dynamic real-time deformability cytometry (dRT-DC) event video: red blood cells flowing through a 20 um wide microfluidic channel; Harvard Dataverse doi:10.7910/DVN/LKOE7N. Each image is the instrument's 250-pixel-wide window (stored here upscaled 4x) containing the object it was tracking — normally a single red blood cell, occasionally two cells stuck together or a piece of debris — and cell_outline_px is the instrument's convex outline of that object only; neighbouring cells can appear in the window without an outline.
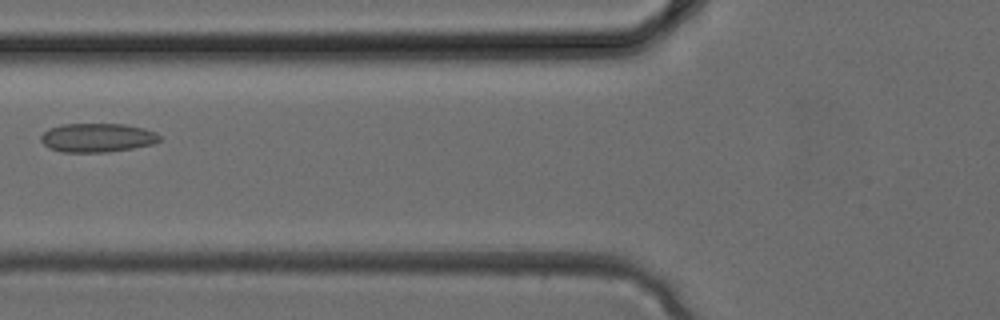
{"species": "common noctule bat (a hibernating species)", "species_latin": "Nyctalus noctula", "temperature_condition": "cold", "stored_images_in_passage": 3, "camera_frame_rate_fps": 3000, "um_per_image_px": 0.085, "animal": {"sex": "female", "body_mass_g": 24.6, "forearm_length_mm": 56.2}, "frame": {"image": 1, "passage_image": 3, "time_ms": 0.667, "image_size_px": [1000, 320], "cell_outline_px": [[160, 140], [152, 144], [132, 148], [108, 152], [60, 152], [48, 148], [40, 140], [40, 136], [48, 128], [60, 124], [124, 124], [144, 128], [156, 132], [160, 136]], "centroid_in_image_um": [8.23, 11.7], "position_along_channel_um": 117.6, "area_um2": 20.11}}